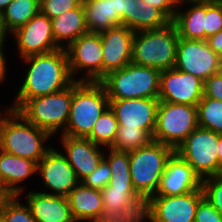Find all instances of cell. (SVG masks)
I'll use <instances>...</instances> for the list:
<instances>
[{
    "instance_id": "19",
    "label": "cell",
    "mask_w": 222,
    "mask_h": 222,
    "mask_svg": "<svg viewBox=\"0 0 222 222\" xmlns=\"http://www.w3.org/2000/svg\"><path fill=\"white\" fill-rule=\"evenodd\" d=\"M201 185L200 176L177 153H174L167 162L159 187L153 196L184 195L202 189Z\"/></svg>"
},
{
    "instance_id": "28",
    "label": "cell",
    "mask_w": 222,
    "mask_h": 222,
    "mask_svg": "<svg viewBox=\"0 0 222 222\" xmlns=\"http://www.w3.org/2000/svg\"><path fill=\"white\" fill-rule=\"evenodd\" d=\"M40 12V0H13L3 11V18L8 32L25 25Z\"/></svg>"
},
{
    "instance_id": "2",
    "label": "cell",
    "mask_w": 222,
    "mask_h": 222,
    "mask_svg": "<svg viewBox=\"0 0 222 222\" xmlns=\"http://www.w3.org/2000/svg\"><path fill=\"white\" fill-rule=\"evenodd\" d=\"M5 108L0 112V150L38 163L52 147L46 143L52 136L16 110Z\"/></svg>"
},
{
    "instance_id": "42",
    "label": "cell",
    "mask_w": 222,
    "mask_h": 222,
    "mask_svg": "<svg viewBox=\"0 0 222 222\" xmlns=\"http://www.w3.org/2000/svg\"><path fill=\"white\" fill-rule=\"evenodd\" d=\"M210 48L219 55L222 62V30L207 39Z\"/></svg>"
},
{
    "instance_id": "46",
    "label": "cell",
    "mask_w": 222,
    "mask_h": 222,
    "mask_svg": "<svg viewBox=\"0 0 222 222\" xmlns=\"http://www.w3.org/2000/svg\"><path fill=\"white\" fill-rule=\"evenodd\" d=\"M217 153L219 160V174H222V134H219L218 137Z\"/></svg>"
},
{
    "instance_id": "9",
    "label": "cell",
    "mask_w": 222,
    "mask_h": 222,
    "mask_svg": "<svg viewBox=\"0 0 222 222\" xmlns=\"http://www.w3.org/2000/svg\"><path fill=\"white\" fill-rule=\"evenodd\" d=\"M218 137V133L198 126L175 153L186 161L201 179L219 175Z\"/></svg>"
},
{
    "instance_id": "35",
    "label": "cell",
    "mask_w": 222,
    "mask_h": 222,
    "mask_svg": "<svg viewBox=\"0 0 222 222\" xmlns=\"http://www.w3.org/2000/svg\"><path fill=\"white\" fill-rule=\"evenodd\" d=\"M201 188L208 202L222 214V174L203 178Z\"/></svg>"
},
{
    "instance_id": "33",
    "label": "cell",
    "mask_w": 222,
    "mask_h": 222,
    "mask_svg": "<svg viewBox=\"0 0 222 222\" xmlns=\"http://www.w3.org/2000/svg\"><path fill=\"white\" fill-rule=\"evenodd\" d=\"M139 194L135 189L113 188L109 184L101 190V197L104 206V218L115 211L124 208L129 201Z\"/></svg>"
},
{
    "instance_id": "38",
    "label": "cell",
    "mask_w": 222,
    "mask_h": 222,
    "mask_svg": "<svg viewBox=\"0 0 222 222\" xmlns=\"http://www.w3.org/2000/svg\"><path fill=\"white\" fill-rule=\"evenodd\" d=\"M111 179V170L108 162L103 158L98 167L81 182L95 190H102L105 188Z\"/></svg>"
},
{
    "instance_id": "41",
    "label": "cell",
    "mask_w": 222,
    "mask_h": 222,
    "mask_svg": "<svg viewBox=\"0 0 222 222\" xmlns=\"http://www.w3.org/2000/svg\"><path fill=\"white\" fill-rule=\"evenodd\" d=\"M161 10L171 21L175 17L179 0H140Z\"/></svg>"
},
{
    "instance_id": "24",
    "label": "cell",
    "mask_w": 222,
    "mask_h": 222,
    "mask_svg": "<svg viewBox=\"0 0 222 222\" xmlns=\"http://www.w3.org/2000/svg\"><path fill=\"white\" fill-rule=\"evenodd\" d=\"M71 213L76 222H91L104 218L101 191L80 182L67 196Z\"/></svg>"
},
{
    "instance_id": "45",
    "label": "cell",
    "mask_w": 222,
    "mask_h": 222,
    "mask_svg": "<svg viewBox=\"0 0 222 222\" xmlns=\"http://www.w3.org/2000/svg\"><path fill=\"white\" fill-rule=\"evenodd\" d=\"M8 34V35H7ZM9 32L5 26L3 11L0 10V41H6L7 36H9Z\"/></svg>"
},
{
    "instance_id": "10",
    "label": "cell",
    "mask_w": 222,
    "mask_h": 222,
    "mask_svg": "<svg viewBox=\"0 0 222 222\" xmlns=\"http://www.w3.org/2000/svg\"><path fill=\"white\" fill-rule=\"evenodd\" d=\"M65 50L74 80L99 82L102 79L103 50L99 33L88 32L81 35ZM81 72L84 75L75 78Z\"/></svg>"
},
{
    "instance_id": "29",
    "label": "cell",
    "mask_w": 222,
    "mask_h": 222,
    "mask_svg": "<svg viewBox=\"0 0 222 222\" xmlns=\"http://www.w3.org/2000/svg\"><path fill=\"white\" fill-rule=\"evenodd\" d=\"M110 222H150V197L138 195L119 211L106 217Z\"/></svg>"
},
{
    "instance_id": "3",
    "label": "cell",
    "mask_w": 222,
    "mask_h": 222,
    "mask_svg": "<svg viewBox=\"0 0 222 222\" xmlns=\"http://www.w3.org/2000/svg\"><path fill=\"white\" fill-rule=\"evenodd\" d=\"M178 40L173 21L160 28L135 32L132 62L160 71L172 69L176 63Z\"/></svg>"
},
{
    "instance_id": "27",
    "label": "cell",
    "mask_w": 222,
    "mask_h": 222,
    "mask_svg": "<svg viewBox=\"0 0 222 222\" xmlns=\"http://www.w3.org/2000/svg\"><path fill=\"white\" fill-rule=\"evenodd\" d=\"M104 159L111 170L109 185L119 189H134L130 174L129 152L106 148Z\"/></svg>"
},
{
    "instance_id": "1",
    "label": "cell",
    "mask_w": 222,
    "mask_h": 222,
    "mask_svg": "<svg viewBox=\"0 0 222 222\" xmlns=\"http://www.w3.org/2000/svg\"><path fill=\"white\" fill-rule=\"evenodd\" d=\"M22 61L28 67L22 85L16 91L15 101L9 107L11 109L17 110L27 99L61 91L75 81L70 73L67 52L63 48L28 56Z\"/></svg>"
},
{
    "instance_id": "30",
    "label": "cell",
    "mask_w": 222,
    "mask_h": 222,
    "mask_svg": "<svg viewBox=\"0 0 222 222\" xmlns=\"http://www.w3.org/2000/svg\"><path fill=\"white\" fill-rule=\"evenodd\" d=\"M117 130L118 121L114 112L108 107L98 118L87 138L96 145L110 148L115 141Z\"/></svg>"
},
{
    "instance_id": "20",
    "label": "cell",
    "mask_w": 222,
    "mask_h": 222,
    "mask_svg": "<svg viewBox=\"0 0 222 222\" xmlns=\"http://www.w3.org/2000/svg\"><path fill=\"white\" fill-rule=\"evenodd\" d=\"M89 32L125 26L126 0H82Z\"/></svg>"
},
{
    "instance_id": "43",
    "label": "cell",
    "mask_w": 222,
    "mask_h": 222,
    "mask_svg": "<svg viewBox=\"0 0 222 222\" xmlns=\"http://www.w3.org/2000/svg\"><path fill=\"white\" fill-rule=\"evenodd\" d=\"M6 41H0V84L3 83L7 77V58L5 57V46Z\"/></svg>"
},
{
    "instance_id": "13",
    "label": "cell",
    "mask_w": 222,
    "mask_h": 222,
    "mask_svg": "<svg viewBox=\"0 0 222 222\" xmlns=\"http://www.w3.org/2000/svg\"><path fill=\"white\" fill-rule=\"evenodd\" d=\"M11 34L14 36L20 59L46 54L60 48L54 40L51 20L41 12Z\"/></svg>"
},
{
    "instance_id": "44",
    "label": "cell",
    "mask_w": 222,
    "mask_h": 222,
    "mask_svg": "<svg viewBox=\"0 0 222 222\" xmlns=\"http://www.w3.org/2000/svg\"><path fill=\"white\" fill-rule=\"evenodd\" d=\"M14 197V195L0 183V216L4 211L6 204Z\"/></svg>"
},
{
    "instance_id": "39",
    "label": "cell",
    "mask_w": 222,
    "mask_h": 222,
    "mask_svg": "<svg viewBox=\"0 0 222 222\" xmlns=\"http://www.w3.org/2000/svg\"><path fill=\"white\" fill-rule=\"evenodd\" d=\"M194 222H222V214L203 197L199 201Z\"/></svg>"
},
{
    "instance_id": "34",
    "label": "cell",
    "mask_w": 222,
    "mask_h": 222,
    "mask_svg": "<svg viewBox=\"0 0 222 222\" xmlns=\"http://www.w3.org/2000/svg\"><path fill=\"white\" fill-rule=\"evenodd\" d=\"M19 195L14 197L6 204L1 213L5 222H36L31 209L27 204H21Z\"/></svg>"
},
{
    "instance_id": "14",
    "label": "cell",
    "mask_w": 222,
    "mask_h": 222,
    "mask_svg": "<svg viewBox=\"0 0 222 222\" xmlns=\"http://www.w3.org/2000/svg\"><path fill=\"white\" fill-rule=\"evenodd\" d=\"M159 98L109 99L118 127L140 128L153 137Z\"/></svg>"
},
{
    "instance_id": "4",
    "label": "cell",
    "mask_w": 222,
    "mask_h": 222,
    "mask_svg": "<svg viewBox=\"0 0 222 222\" xmlns=\"http://www.w3.org/2000/svg\"><path fill=\"white\" fill-rule=\"evenodd\" d=\"M108 107L109 98L100 82L75 80L69 119L61 135L87 137Z\"/></svg>"
},
{
    "instance_id": "12",
    "label": "cell",
    "mask_w": 222,
    "mask_h": 222,
    "mask_svg": "<svg viewBox=\"0 0 222 222\" xmlns=\"http://www.w3.org/2000/svg\"><path fill=\"white\" fill-rule=\"evenodd\" d=\"M37 176H41L43 187L49 192L43 193L67 197L80 183L62 150L53 146L37 163ZM53 191V192H52Z\"/></svg>"
},
{
    "instance_id": "49",
    "label": "cell",
    "mask_w": 222,
    "mask_h": 222,
    "mask_svg": "<svg viewBox=\"0 0 222 222\" xmlns=\"http://www.w3.org/2000/svg\"><path fill=\"white\" fill-rule=\"evenodd\" d=\"M0 222H5L2 216H0Z\"/></svg>"
},
{
    "instance_id": "7",
    "label": "cell",
    "mask_w": 222,
    "mask_h": 222,
    "mask_svg": "<svg viewBox=\"0 0 222 222\" xmlns=\"http://www.w3.org/2000/svg\"><path fill=\"white\" fill-rule=\"evenodd\" d=\"M174 153L173 148L154 140L129 152L131 180L139 195H155L167 162Z\"/></svg>"
},
{
    "instance_id": "32",
    "label": "cell",
    "mask_w": 222,
    "mask_h": 222,
    "mask_svg": "<svg viewBox=\"0 0 222 222\" xmlns=\"http://www.w3.org/2000/svg\"><path fill=\"white\" fill-rule=\"evenodd\" d=\"M153 138L143 129L118 127L111 149L130 152L148 145Z\"/></svg>"
},
{
    "instance_id": "47",
    "label": "cell",
    "mask_w": 222,
    "mask_h": 222,
    "mask_svg": "<svg viewBox=\"0 0 222 222\" xmlns=\"http://www.w3.org/2000/svg\"><path fill=\"white\" fill-rule=\"evenodd\" d=\"M13 0H0V10L4 11Z\"/></svg>"
},
{
    "instance_id": "18",
    "label": "cell",
    "mask_w": 222,
    "mask_h": 222,
    "mask_svg": "<svg viewBox=\"0 0 222 222\" xmlns=\"http://www.w3.org/2000/svg\"><path fill=\"white\" fill-rule=\"evenodd\" d=\"M59 137L63 153L81 182L98 167L104 158L105 150L103 152L102 146L94 144L87 137Z\"/></svg>"
},
{
    "instance_id": "40",
    "label": "cell",
    "mask_w": 222,
    "mask_h": 222,
    "mask_svg": "<svg viewBox=\"0 0 222 222\" xmlns=\"http://www.w3.org/2000/svg\"><path fill=\"white\" fill-rule=\"evenodd\" d=\"M203 95L208 98L222 101V71L211 75L204 81Z\"/></svg>"
},
{
    "instance_id": "26",
    "label": "cell",
    "mask_w": 222,
    "mask_h": 222,
    "mask_svg": "<svg viewBox=\"0 0 222 222\" xmlns=\"http://www.w3.org/2000/svg\"><path fill=\"white\" fill-rule=\"evenodd\" d=\"M169 22L171 20L158 8L140 0H126L125 26L134 32L160 28Z\"/></svg>"
},
{
    "instance_id": "17",
    "label": "cell",
    "mask_w": 222,
    "mask_h": 222,
    "mask_svg": "<svg viewBox=\"0 0 222 222\" xmlns=\"http://www.w3.org/2000/svg\"><path fill=\"white\" fill-rule=\"evenodd\" d=\"M103 50L102 78L132 62L135 32L124 25L99 32Z\"/></svg>"
},
{
    "instance_id": "36",
    "label": "cell",
    "mask_w": 222,
    "mask_h": 222,
    "mask_svg": "<svg viewBox=\"0 0 222 222\" xmlns=\"http://www.w3.org/2000/svg\"><path fill=\"white\" fill-rule=\"evenodd\" d=\"M222 30V0H206V40Z\"/></svg>"
},
{
    "instance_id": "31",
    "label": "cell",
    "mask_w": 222,
    "mask_h": 222,
    "mask_svg": "<svg viewBox=\"0 0 222 222\" xmlns=\"http://www.w3.org/2000/svg\"><path fill=\"white\" fill-rule=\"evenodd\" d=\"M198 126L222 134V101L205 97L197 104Z\"/></svg>"
},
{
    "instance_id": "25",
    "label": "cell",
    "mask_w": 222,
    "mask_h": 222,
    "mask_svg": "<svg viewBox=\"0 0 222 222\" xmlns=\"http://www.w3.org/2000/svg\"><path fill=\"white\" fill-rule=\"evenodd\" d=\"M50 20L55 43L63 49L89 32L82 3L77 8Z\"/></svg>"
},
{
    "instance_id": "48",
    "label": "cell",
    "mask_w": 222,
    "mask_h": 222,
    "mask_svg": "<svg viewBox=\"0 0 222 222\" xmlns=\"http://www.w3.org/2000/svg\"><path fill=\"white\" fill-rule=\"evenodd\" d=\"M91 222H110V221L106 218H101L99 220H95V221H91Z\"/></svg>"
},
{
    "instance_id": "22",
    "label": "cell",
    "mask_w": 222,
    "mask_h": 222,
    "mask_svg": "<svg viewBox=\"0 0 222 222\" xmlns=\"http://www.w3.org/2000/svg\"><path fill=\"white\" fill-rule=\"evenodd\" d=\"M173 22L180 38L206 40V0H179Z\"/></svg>"
},
{
    "instance_id": "15",
    "label": "cell",
    "mask_w": 222,
    "mask_h": 222,
    "mask_svg": "<svg viewBox=\"0 0 222 222\" xmlns=\"http://www.w3.org/2000/svg\"><path fill=\"white\" fill-rule=\"evenodd\" d=\"M204 81L175 68L161 71L159 100L197 106L203 98Z\"/></svg>"
},
{
    "instance_id": "5",
    "label": "cell",
    "mask_w": 222,
    "mask_h": 222,
    "mask_svg": "<svg viewBox=\"0 0 222 222\" xmlns=\"http://www.w3.org/2000/svg\"><path fill=\"white\" fill-rule=\"evenodd\" d=\"M161 71L133 62L110 72L99 82L109 99L158 98Z\"/></svg>"
},
{
    "instance_id": "23",
    "label": "cell",
    "mask_w": 222,
    "mask_h": 222,
    "mask_svg": "<svg viewBox=\"0 0 222 222\" xmlns=\"http://www.w3.org/2000/svg\"><path fill=\"white\" fill-rule=\"evenodd\" d=\"M37 173V163L0 150V183L13 195H21L25 188L21 185Z\"/></svg>"
},
{
    "instance_id": "11",
    "label": "cell",
    "mask_w": 222,
    "mask_h": 222,
    "mask_svg": "<svg viewBox=\"0 0 222 222\" xmlns=\"http://www.w3.org/2000/svg\"><path fill=\"white\" fill-rule=\"evenodd\" d=\"M175 69L191 73L205 81L222 71V62L207 40L180 38L177 44Z\"/></svg>"
},
{
    "instance_id": "37",
    "label": "cell",
    "mask_w": 222,
    "mask_h": 222,
    "mask_svg": "<svg viewBox=\"0 0 222 222\" xmlns=\"http://www.w3.org/2000/svg\"><path fill=\"white\" fill-rule=\"evenodd\" d=\"M82 0H40V12L49 19L77 8Z\"/></svg>"
},
{
    "instance_id": "16",
    "label": "cell",
    "mask_w": 222,
    "mask_h": 222,
    "mask_svg": "<svg viewBox=\"0 0 222 222\" xmlns=\"http://www.w3.org/2000/svg\"><path fill=\"white\" fill-rule=\"evenodd\" d=\"M202 189L184 195L151 196L150 222H194Z\"/></svg>"
},
{
    "instance_id": "6",
    "label": "cell",
    "mask_w": 222,
    "mask_h": 222,
    "mask_svg": "<svg viewBox=\"0 0 222 222\" xmlns=\"http://www.w3.org/2000/svg\"><path fill=\"white\" fill-rule=\"evenodd\" d=\"M73 92L74 82L61 91L27 99L16 111L51 136L58 131L62 134L69 119Z\"/></svg>"
},
{
    "instance_id": "8",
    "label": "cell",
    "mask_w": 222,
    "mask_h": 222,
    "mask_svg": "<svg viewBox=\"0 0 222 222\" xmlns=\"http://www.w3.org/2000/svg\"><path fill=\"white\" fill-rule=\"evenodd\" d=\"M197 127V106L160 101L152 138L176 150Z\"/></svg>"
},
{
    "instance_id": "21",
    "label": "cell",
    "mask_w": 222,
    "mask_h": 222,
    "mask_svg": "<svg viewBox=\"0 0 222 222\" xmlns=\"http://www.w3.org/2000/svg\"><path fill=\"white\" fill-rule=\"evenodd\" d=\"M30 190L25 203L30 207L36 222H76L67 197Z\"/></svg>"
}]
</instances>
